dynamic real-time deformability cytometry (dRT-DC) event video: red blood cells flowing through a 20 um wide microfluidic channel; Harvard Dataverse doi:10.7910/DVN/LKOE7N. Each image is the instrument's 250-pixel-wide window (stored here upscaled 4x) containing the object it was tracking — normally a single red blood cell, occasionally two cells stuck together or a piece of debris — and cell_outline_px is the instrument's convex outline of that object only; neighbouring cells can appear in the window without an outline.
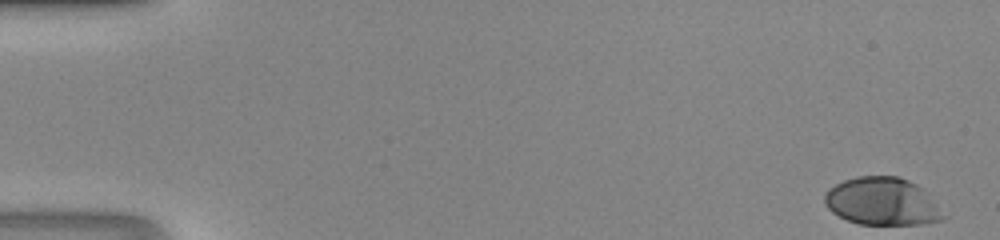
{"species": "human", "species_latin": "Homo sapiens", "temperature_condition": "room temperature", "stored_images_in_passage": 15, "camera_frame_rate_fps": 3000, "um_per_image_px": 0.085, "donor": {"sex": "male"}, "frame": {"image": 1, "passage_image": 1, "time_ms": 0.0, "image_size_px": [1000, 240], "cell_outline_px": [[948, 216], [940, 220], [920, 224], [860, 224], [848, 220], [832, 212], [824, 204], [824, 192], [828, 188], [844, 180], [856, 176], [896, 176], [908, 180], [916, 184]], "centroid_in_image_um": [74.95, 17.12], "position_along_channel_um": 10.1, "area_um2": 32.77}}